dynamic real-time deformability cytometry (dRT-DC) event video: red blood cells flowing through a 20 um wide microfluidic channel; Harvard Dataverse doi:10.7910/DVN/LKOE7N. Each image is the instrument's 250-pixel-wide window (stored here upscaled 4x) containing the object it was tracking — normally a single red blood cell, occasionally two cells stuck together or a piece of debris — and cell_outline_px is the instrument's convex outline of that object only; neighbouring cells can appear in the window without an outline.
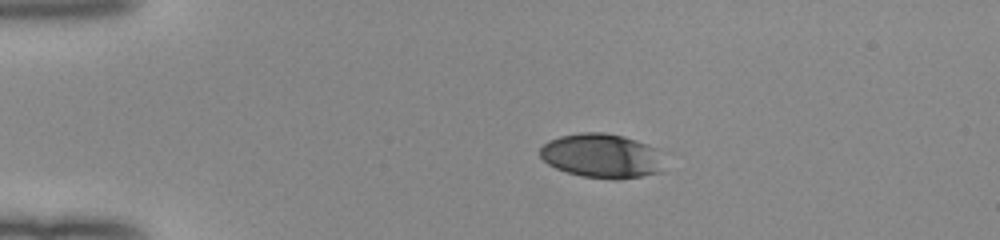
{"species": "human", "species_latin": "Homo sapiens", "temperature_condition": "room temperature", "stored_images_in_passage": 48, "camera_frame_rate_fps": 3000, "um_per_image_px": 0.085, "donor": {"sex": "female"}, "frame": {"image": 1, "passage_image": 7, "time_ms": 2.0, "image_size_px": [1000, 240], "cell_outline_px": [[640, 172], [632, 176], [592, 176], [576, 172], [564, 168], [548, 160], [548, 144], [556, 140], [572, 136], [616, 136], [624, 140]], "centroid_in_image_um": [50.45, 13.24], "position_along_channel_um": 34.5, "area_um2": 21.33}}
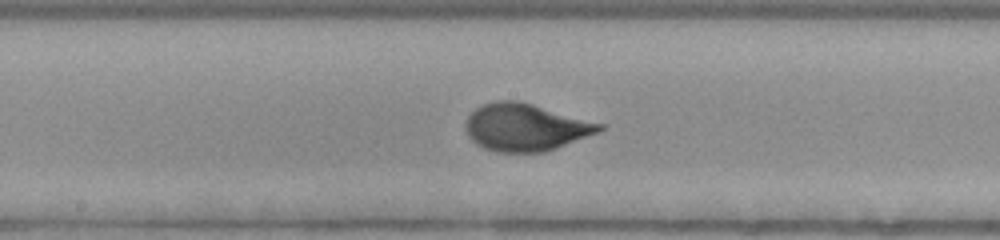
{"frame": {"image": 2, "passage_image": 24, "time_ms": 7.667, "image_size_px": [1000, 240], "cell_outline_px": [[596, 128], [564, 140], [552, 144], [532, 148], [516, 148], [496, 144], [488, 140], [516, 108], [528, 108]], "centroid_in_image_um": [45.51, 11.02], "position_along_channel_um": 202.7, "area_um2": 18.38}}
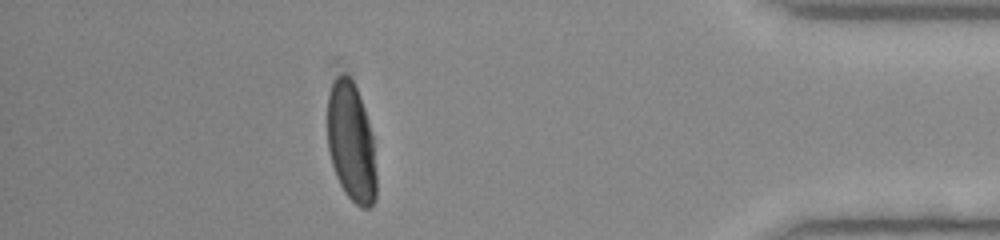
{"frame": {"image": 3, "passage_image": 42, "time_ms": 13.667, "image_size_px": [1000, 240], "cell_outline_px": [[372, 200], [368, 204], [356, 200], [348, 192], [336, 168], [332, 156], [328, 128], [328, 112], [332, 92], [336, 84], [344, 76], [352, 84], [356, 92], [364, 116], [368, 132], [372, 168]], "centroid_in_image_um": [29.78, 12.02], "position_along_channel_um": 405.4, "area_um2": 27.86}}